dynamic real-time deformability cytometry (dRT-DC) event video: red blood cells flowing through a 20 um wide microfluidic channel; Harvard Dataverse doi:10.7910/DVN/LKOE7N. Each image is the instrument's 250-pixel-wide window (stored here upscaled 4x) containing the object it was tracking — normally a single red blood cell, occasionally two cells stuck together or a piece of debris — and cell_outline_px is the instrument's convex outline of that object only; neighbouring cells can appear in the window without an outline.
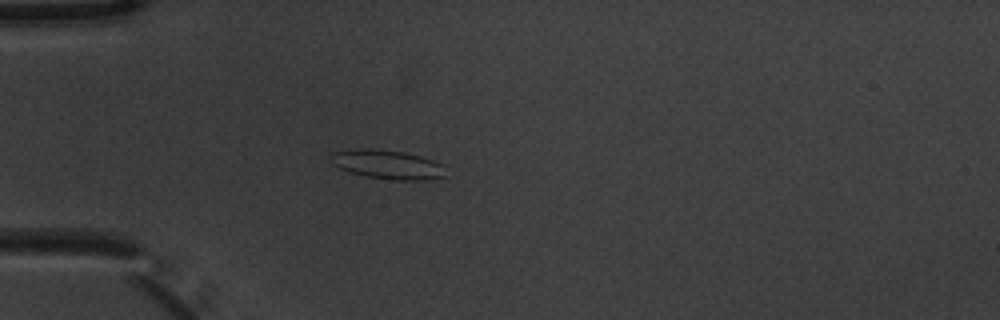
{"species": "common noctule bat (a hibernating species)", "species_latin": "Nyctalus noctula", "temperature_condition": "warm", "stored_images_in_passage": 4, "camera_frame_rate_fps": 3000, "um_per_image_px": 0.085, "animal": {"sex": "male", "body_mass_g": 20.1, "forearm_length_mm": 53.5}, "frame": {"image": 1, "passage_image": 4, "time_ms": 1.0, "image_size_px": [1000, 320], "cell_outline_px": [[444, 176], [424, 180], [396, 180], [368, 176], [352, 172], [340, 168], [332, 164], [332, 152], [356, 148], [376, 148], [404, 152], [420, 156], [432, 160], [440, 164]], "centroid_in_image_um": [32.89, 13.96], "position_along_channel_um": 52.1, "area_um2": 19.07}}